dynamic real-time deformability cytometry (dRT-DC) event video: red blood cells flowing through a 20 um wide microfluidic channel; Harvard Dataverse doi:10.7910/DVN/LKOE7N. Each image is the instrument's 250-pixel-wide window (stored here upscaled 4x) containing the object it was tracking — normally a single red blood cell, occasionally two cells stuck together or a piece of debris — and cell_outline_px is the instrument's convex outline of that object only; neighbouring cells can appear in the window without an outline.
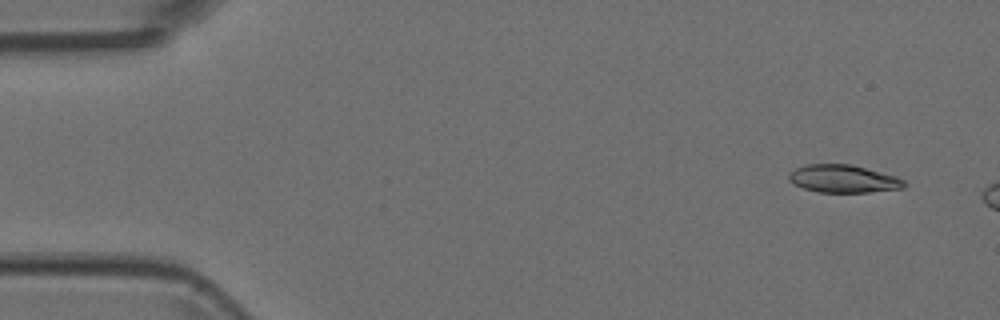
{"species": "Egyptian fruit bat (a non-hibernating species)", "species_latin": "Rousettus aegyptiacus", "temperature_condition": "room temperature", "stored_images_in_passage": 4, "camera_frame_rate_fps": 3000, "um_per_image_px": 0.085, "animal": {"sex": "female"}, "frame": {"image": 1, "passage_image": 1, "time_ms": 0.0, "image_size_px": [1000, 320], "cell_outline_px": [[908, 184], [904, 188], [868, 192], [820, 192], [804, 188], [788, 180], [788, 176], [796, 168], [804, 164], [852, 164], [896, 176], [904, 180]], "centroid_in_image_um": [71.72, 15.19], "position_along_channel_um": 13.3, "area_um2": 18.61}}